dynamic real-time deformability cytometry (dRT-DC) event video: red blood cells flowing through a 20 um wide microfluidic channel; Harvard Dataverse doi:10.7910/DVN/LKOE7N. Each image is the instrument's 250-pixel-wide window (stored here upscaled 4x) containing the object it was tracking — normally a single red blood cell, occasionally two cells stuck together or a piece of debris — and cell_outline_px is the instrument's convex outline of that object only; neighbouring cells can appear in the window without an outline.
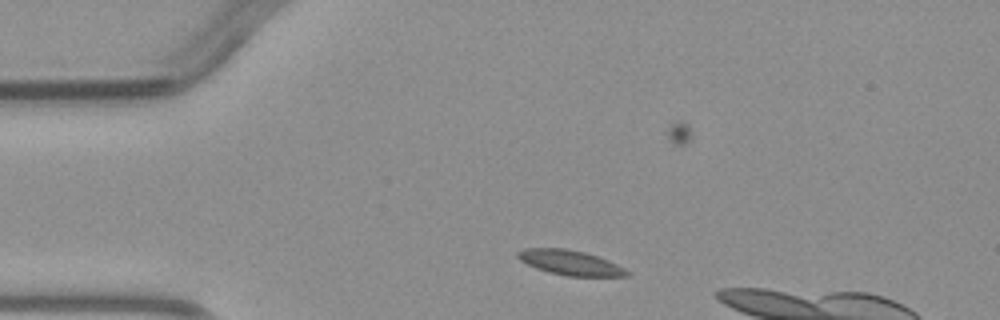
{"species": "common noctule bat (a hibernating species)", "species_latin": "Nyctalus noctula", "temperature_condition": "warm", "stored_images_in_passage": 2, "camera_frame_rate_fps": 3000, "um_per_image_px": 0.085, "animal": {"sex": "male", "body_mass_g": 23.1, "forearm_length_mm": 52.7}, "frame": {"image": 1, "passage_image": 1, "time_ms": 0.0, "image_size_px": [1000, 320], "cell_outline_px": [[632, 272], [628, 276], [568, 276], [548, 272], [536, 268], [520, 260], [516, 256], [516, 252], [524, 248], [568, 248], [584, 252], [608, 260]], "centroid_in_image_um": [48.46, 22.32], "position_along_channel_um": 36.5, "area_um2": 15.84}}